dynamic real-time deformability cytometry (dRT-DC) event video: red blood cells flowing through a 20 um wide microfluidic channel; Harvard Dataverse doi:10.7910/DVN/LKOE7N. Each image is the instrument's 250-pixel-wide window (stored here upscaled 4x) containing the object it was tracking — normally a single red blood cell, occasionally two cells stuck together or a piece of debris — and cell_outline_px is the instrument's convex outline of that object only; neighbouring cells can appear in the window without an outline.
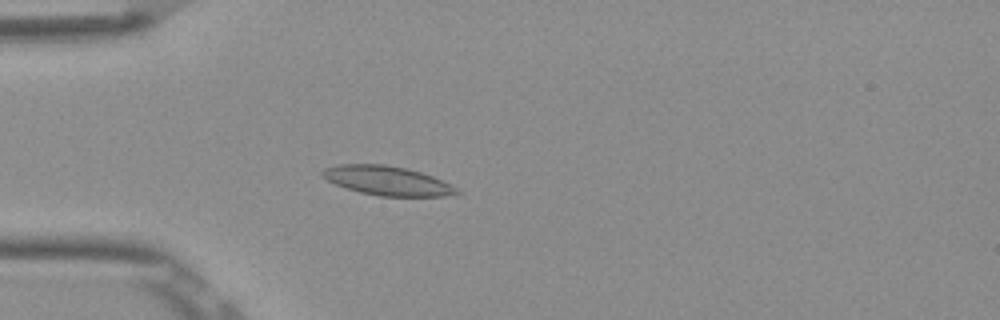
{"species": "Egyptian fruit bat (a non-hibernating species)", "species_latin": "Rousettus aegyptiacus", "temperature_condition": "room temperature", "stored_images_in_passage": 5, "camera_frame_rate_fps": 3000, "um_per_image_px": 0.085, "frame": {"image": 1, "passage_image": 5, "time_ms": 1.333, "image_size_px": [1000, 320], "cell_outline_px": [[464, 192], [444, 196], [380, 196], [360, 192], [336, 184], [320, 176], [320, 172], [324, 168], [336, 164], [384, 164], [408, 168], [432, 176]], "centroid_in_image_um": [32.88, 15.35], "position_along_channel_um": 52.1, "area_um2": 22.77}}